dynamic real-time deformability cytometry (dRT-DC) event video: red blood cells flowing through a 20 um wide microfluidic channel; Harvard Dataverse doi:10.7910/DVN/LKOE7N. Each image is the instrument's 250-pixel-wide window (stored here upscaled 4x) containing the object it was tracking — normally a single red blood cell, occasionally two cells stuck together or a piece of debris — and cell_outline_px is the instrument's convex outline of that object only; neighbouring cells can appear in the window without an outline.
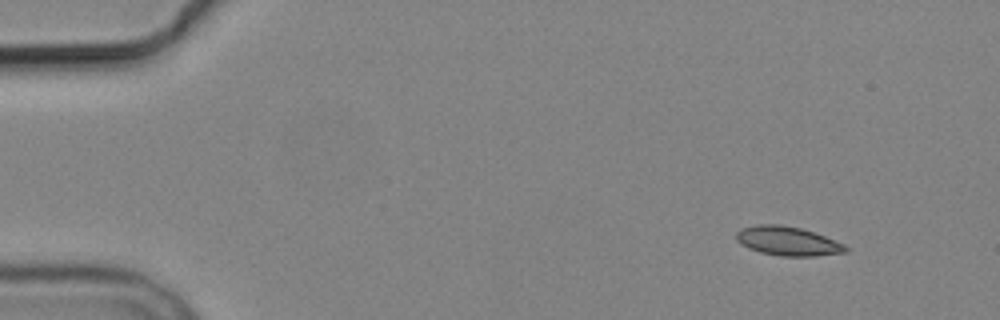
{"species": "common noctule bat (a hibernating species)", "species_latin": "Nyctalus noctula", "temperature_condition": "cold", "stored_images_in_passage": 4, "camera_frame_rate_fps": 3000, "um_per_image_px": 0.085, "animal": {"sex": "male", "body_mass_g": 19.2, "forearm_length_mm": 51.8}, "frame": {"image": 1, "passage_image": 1, "time_ms": 0.0, "image_size_px": [1000, 320], "cell_outline_px": [[848, 252], [816, 256], [780, 256], [760, 252], [748, 248], [740, 244], [736, 240], [736, 232], [740, 228], [756, 224], [780, 224], [800, 228], [824, 236], [844, 244], [848, 248]], "centroid_in_image_um": [66.92, 20.49], "position_along_channel_um": 18.1, "area_um2": 18.61}}
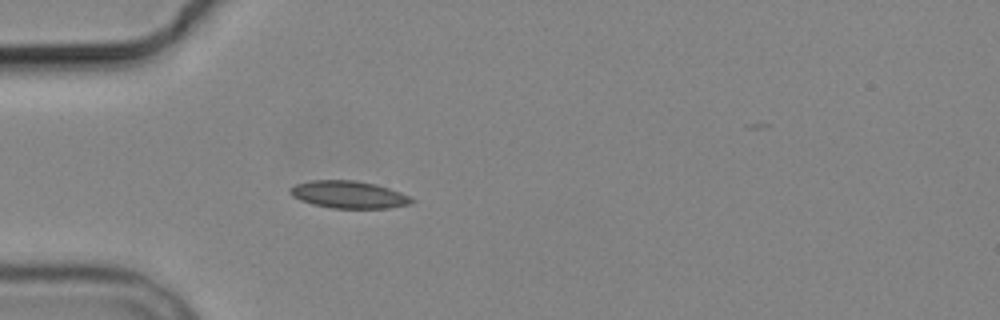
{"frame": {"image": 2, "passage_image": 4, "time_ms": 3.667, "image_size_px": [1000, 320], "cell_outline_px": [[416, 200], [408, 204], [388, 208], [332, 208], [312, 204], [300, 200], [292, 196], [288, 192], [288, 188], [296, 184], [312, 180], [356, 180], [376, 184], [400, 192]], "centroid_in_image_um": [29.6, 16.53], "position_along_channel_um": 55.4, "area_um2": 19.36}}